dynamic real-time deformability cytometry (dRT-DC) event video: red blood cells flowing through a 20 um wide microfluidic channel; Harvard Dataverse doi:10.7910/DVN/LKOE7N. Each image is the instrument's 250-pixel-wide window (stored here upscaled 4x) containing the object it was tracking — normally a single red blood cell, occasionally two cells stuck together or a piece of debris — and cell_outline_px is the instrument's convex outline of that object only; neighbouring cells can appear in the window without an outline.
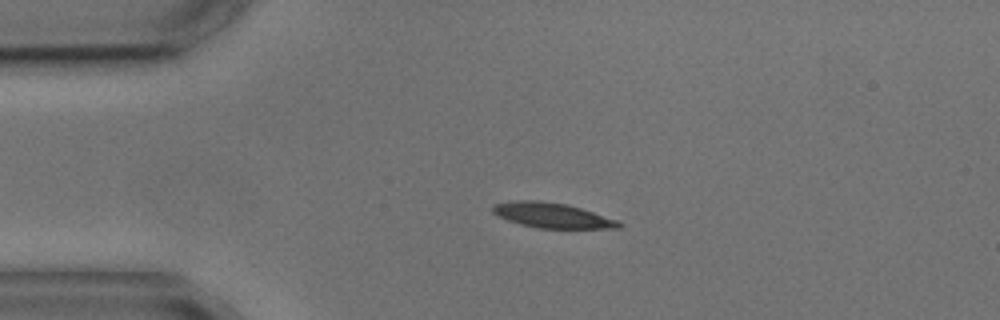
{"species": "common noctule bat (a hibernating species)", "species_latin": "Nyctalus noctula", "temperature_condition": "cold", "stored_images_in_passage": 2, "camera_frame_rate_fps": 3000, "um_per_image_px": 0.085, "animal": {"sex": "male", "body_mass_g": 17.9, "forearm_length_mm": 54.2}, "frame": {"image": 1, "passage_image": 1, "time_ms": 0.0, "image_size_px": [1000, 320], "cell_outline_px": [[624, 224], [620, 228], [536, 228], [520, 224], [508, 220], [492, 212], [492, 204], [516, 200], [540, 200], [568, 204], [616, 220]], "centroid_in_image_um": [46.9, 18.3], "position_along_channel_um": 38.1, "area_um2": 18.32}}